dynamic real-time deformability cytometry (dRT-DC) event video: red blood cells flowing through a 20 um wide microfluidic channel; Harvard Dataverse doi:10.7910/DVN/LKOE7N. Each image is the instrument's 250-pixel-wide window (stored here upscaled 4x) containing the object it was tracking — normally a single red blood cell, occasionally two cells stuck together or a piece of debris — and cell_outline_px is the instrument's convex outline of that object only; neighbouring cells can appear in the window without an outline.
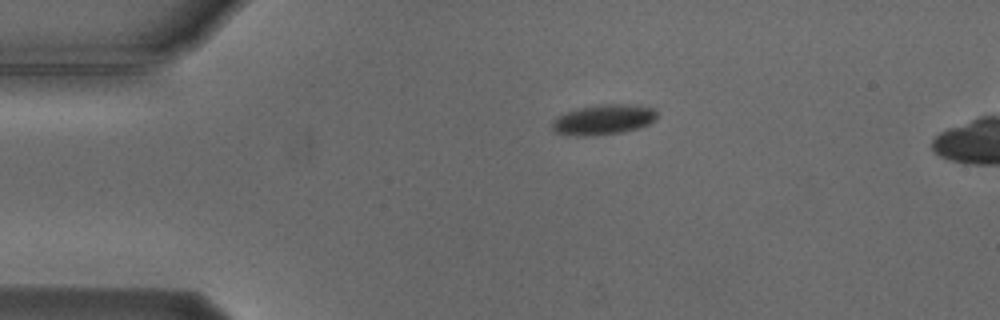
{"species": "Egyptian fruit bat (a non-hibernating species)", "species_latin": "Rousettus aegyptiacus", "temperature_condition": "cold", "stored_images_in_passage": 3, "camera_frame_rate_fps": 3000, "um_per_image_px": 0.085, "animal": {"sex": "male"}, "frame": {"image": 1, "passage_image": 1, "time_ms": 0.0, "image_size_px": [1000, 320], "cell_outline_px": [[656, 120], [640, 128], [620, 132], [592, 136], [576, 136], [552, 132], [552, 120], [556, 116], [576, 108], [600, 104], [640, 104], [656, 108]], "centroid_in_image_um": [51.29, 10.15], "position_along_channel_um": 33.7, "area_um2": 18.9}}